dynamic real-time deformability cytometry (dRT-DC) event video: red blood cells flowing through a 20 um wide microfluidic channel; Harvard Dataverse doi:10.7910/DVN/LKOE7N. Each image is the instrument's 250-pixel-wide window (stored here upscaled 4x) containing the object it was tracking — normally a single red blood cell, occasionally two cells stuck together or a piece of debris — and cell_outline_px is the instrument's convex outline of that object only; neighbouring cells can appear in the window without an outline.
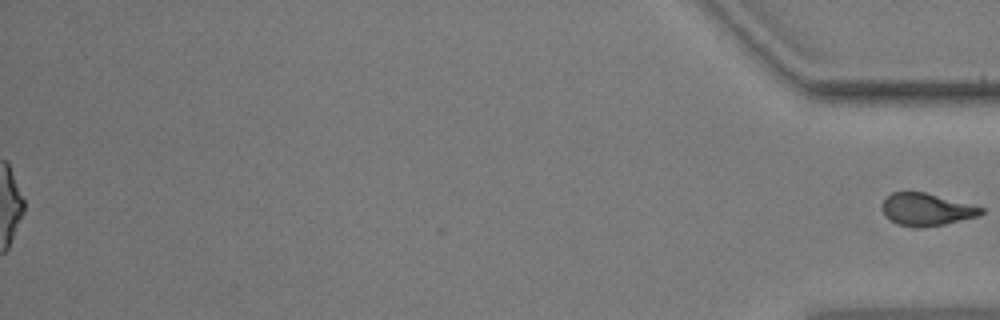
{"species": "common noctule bat (a hibernating species)", "species_latin": "Nyctalus noctula", "temperature_condition": "warm", "stored_images_in_passage": 39, "segment_of_instrument_passage": [2, 2], "camera_frame_rate_fps": 3000, "um_per_image_px": 0.085, "animal": {"sex": "male", "body_mass_g": 17.9, "forearm_length_mm": 54.2}, "frame": {"image": 1, "passage_image": 39, "time_ms": 12.667, "image_size_px": [1000, 320], "cell_outline_px": [[984, 212], [980, 216], [944, 224], [920, 228], [916, 228], [900, 224], [884, 216], [880, 208], [880, 204], [892, 192], [924, 192], [984, 208]], "centroid_in_image_um": [78.72, 17.81], "position_along_channel_um": 356.5, "area_um2": 18.61}}